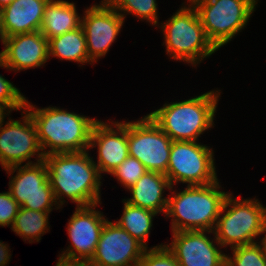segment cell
Segmentation results:
<instances>
[{
	"mask_svg": "<svg viewBox=\"0 0 266 266\" xmlns=\"http://www.w3.org/2000/svg\"><path fill=\"white\" fill-rule=\"evenodd\" d=\"M43 160L58 204L57 209L66 202L64 196L76 203V207L101 204L99 189L102 176L88 150L50 154Z\"/></svg>",
	"mask_w": 266,
	"mask_h": 266,
	"instance_id": "cell-1",
	"label": "cell"
},
{
	"mask_svg": "<svg viewBox=\"0 0 266 266\" xmlns=\"http://www.w3.org/2000/svg\"><path fill=\"white\" fill-rule=\"evenodd\" d=\"M24 109L29 112L35 123L44 156L84 152L89 149L92 128L98 119H91L57 107L39 109L28 101Z\"/></svg>",
	"mask_w": 266,
	"mask_h": 266,
	"instance_id": "cell-2",
	"label": "cell"
},
{
	"mask_svg": "<svg viewBox=\"0 0 266 266\" xmlns=\"http://www.w3.org/2000/svg\"><path fill=\"white\" fill-rule=\"evenodd\" d=\"M219 180L207 185H187L167 196L165 216L172 217L171 230L213 231L228 192L220 191Z\"/></svg>",
	"mask_w": 266,
	"mask_h": 266,
	"instance_id": "cell-3",
	"label": "cell"
},
{
	"mask_svg": "<svg viewBox=\"0 0 266 266\" xmlns=\"http://www.w3.org/2000/svg\"><path fill=\"white\" fill-rule=\"evenodd\" d=\"M219 91L212 90L181 102L165 103L148 115L172 141H197L201 134L214 127Z\"/></svg>",
	"mask_w": 266,
	"mask_h": 266,
	"instance_id": "cell-4",
	"label": "cell"
},
{
	"mask_svg": "<svg viewBox=\"0 0 266 266\" xmlns=\"http://www.w3.org/2000/svg\"><path fill=\"white\" fill-rule=\"evenodd\" d=\"M258 199L226 197L212 234L221 247L251 244L266 227V207ZM229 207V208H228ZM227 210V211H225ZM226 212V213H225Z\"/></svg>",
	"mask_w": 266,
	"mask_h": 266,
	"instance_id": "cell-5",
	"label": "cell"
},
{
	"mask_svg": "<svg viewBox=\"0 0 266 266\" xmlns=\"http://www.w3.org/2000/svg\"><path fill=\"white\" fill-rule=\"evenodd\" d=\"M167 54L174 60H182L195 66L217 51L209 41L197 10L181 6L161 26Z\"/></svg>",
	"mask_w": 266,
	"mask_h": 266,
	"instance_id": "cell-6",
	"label": "cell"
},
{
	"mask_svg": "<svg viewBox=\"0 0 266 266\" xmlns=\"http://www.w3.org/2000/svg\"><path fill=\"white\" fill-rule=\"evenodd\" d=\"M258 0H211L197 8L209 41L218 50L246 27Z\"/></svg>",
	"mask_w": 266,
	"mask_h": 266,
	"instance_id": "cell-7",
	"label": "cell"
},
{
	"mask_svg": "<svg viewBox=\"0 0 266 266\" xmlns=\"http://www.w3.org/2000/svg\"><path fill=\"white\" fill-rule=\"evenodd\" d=\"M212 148L197 141H172L166 176L175 183L207 185L218 181Z\"/></svg>",
	"mask_w": 266,
	"mask_h": 266,
	"instance_id": "cell-8",
	"label": "cell"
},
{
	"mask_svg": "<svg viewBox=\"0 0 266 266\" xmlns=\"http://www.w3.org/2000/svg\"><path fill=\"white\" fill-rule=\"evenodd\" d=\"M129 155L138 159L147 171L166 174L172 140L147 114L127 122Z\"/></svg>",
	"mask_w": 266,
	"mask_h": 266,
	"instance_id": "cell-9",
	"label": "cell"
},
{
	"mask_svg": "<svg viewBox=\"0 0 266 266\" xmlns=\"http://www.w3.org/2000/svg\"><path fill=\"white\" fill-rule=\"evenodd\" d=\"M9 176V192L20 207L40 212H51L56 200L48 177L46 163L34 162L4 169ZM18 170V171H17ZM55 202V203H54Z\"/></svg>",
	"mask_w": 266,
	"mask_h": 266,
	"instance_id": "cell-10",
	"label": "cell"
},
{
	"mask_svg": "<svg viewBox=\"0 0 266 266\" xmlns=\"http://www.w3.org/2000/svg\"><path fill=\"white\" fill-rule=\"evenodd\" d=\"M22 120H9L0 128V165L3 169L13 166L33 164L29 161L37 156V163L43 161L44 154L38 141L37 129L29 112L23 109ZM21 121L23 123H21ZM38 153V154H37Z\"/></svg>",
	"mask_w": 266,
	"mask_h": 266,
	"instance_id": "cell-11",
	"label": "cell"
},
{
	"mask_svg": "<svg viewBox=\"0 0 266 266\" xmlns=\"http://www.w3.org/2000/svg\"><path fill=\"white\" fill-rule=\"evenodd\" d=\"M124 18L106 0L94 4L84 11L81 26L86 37V48L91 63L106 55L115 41Z\"/></svg>",
	"mask_w": 266,
	"mask_h": 266,
	"instance_id": "cell-12",
	"label": "cell"
},
{
	"mask_svg": "<svg viewBox=\"0 0 266 266\" xmlns=\"http://www.w3.org/2000/svg\"><path fill=\"white\" fill-rule=\"evenodd\" d=\"M145 250L125 229L107 220L90 262L93 266H138Z\"/></svg>",
	"mask_w": 266,
	"mask_h": 266,
	"instance_id": "cell-13",
	"label": "cell"
},
{
	"mask_svg": "<svg viewBox=\"0 0 266 266\" xmlns=\"http://www.w3.org/2000/svg\"><path fill=\"white\" fill-rule=\"evenodd\" d=\"M97 205L76 207L67 225V233L72 243L67 247L68 249L66 248V251L60 254L61 257L91 260L94 256L101 232L107 221L103 214L95 209Z\"/></svg>",
	"mask_w": 266,
	"mask_h": 266,
	"instance_id": "cell-14",
	"label": "cell"
},
{
	"mask_svg": "<svg viewBox=\"0 0 266 266\" xmlns=\"http://www.w3.org/2000/svg\"><path fill=\"white\" fill-rule=\"evenodd\" d=\"M206 232L213 231H177L167 248L173 253L180 266H225L226 254L217 247L215 238L210 240ZM214 242V243H213ZM217 243V247L216 244Z\"/></svg>",
	"mask_w": 266,
	"mask_h": 266,
	"instance_id": "cell-15",
	"label": "cell"
},
{
	"mask_svg": "<svg viewBox=\"0 0 266 266\" xmlns=\"http://www.w3.org/2000/svg\"><path fill=\"white\" fill-rule=\"evenodd\" d=\"M3 48L0 67L9 70L41 67L49 60L48 39L40 31L6 37Z\"/></svg>",
	"mask_w": 266,
	"mask_h": 266,
	"instance_id": "cell-16",
	"label": "cell"
},
{
	"mask_svg": "<svg viewBox=\"0 0 266 266\" xmlns=\"http://www.w3.org/2000/svg\"><path fill=\"white\" fill-rule=\"evenodd\" d=\"M96 145L98 160L95 164L100 174L104 172L110 174L129 156L127 122L115 121L110 125L98 120L92 128L89 149Z\"/></svg>",
	"mask_w": 266,
	"mask_h": 266,
	"instance_id": "cell-17",
	"label": "cell"
},
{
	"mask_svg": "<svg viewBox=\"0 0 266 266\" xmlns=\"http://www.w3.org/2000/svg\"><path fill=\"white\" fill-rule=\"evenodd\" d=\"M49 0H14L3 8V29L6 37L40 31Z\"/></svg>",
	"mask_w": 266,
	"mask_h": 266,
	"instance_id": "cell-18",
	"label": "cell"
},
{
	"mask_svg": "<svg viewBox=\"0 0 266 266\" xmlns=\"http://www.w3.org/2000/svg\"><path fill=\"white\" fill-rule=\"evenodd\" d=\"M164 189L173 190L168 177L158 172L147 171L129 189L132 197L124 199L127 203L166 214L168 199L163 197Z\"/></svg>",
	"mask_w": 266,
	"mask_h": 266,
	"instance_id": "cell-19",
	"label": "cell"
},
{
	"mask_svg": "<svg viewBox=\"0 0 266 266\" xmlns=\"http://www.w3.org/2000/svg\"><path fill=\"white\" fill-rule=\"evenodd\" d=\"M81 26V18L75 3L63 0H49L43 14L40 32L47 38H54Z\"/></svg>",
	"mask_w": 266,
	"mask_h": 266,
	"instance_id": "cell-20",
	"label": "cell"
},
{
	"mask_svg": "<svg viewBox=\"0 0 266 266\" xmlns=\"http://www.w3.org/2000/svg\"><path fill=\"white\" fill-rule=\"evenodd\" d=\"M49 58L75 61L84 65L91 62L86 48V37L82 26L62 35L48 39Z\"/></svg>",
	"mask_w": 266,
	"mask_h": 266,
	"instance_id": "cell-21",
	"label": "cell"
},
{
	"mask_svg": "<svg viewBox=\"0 0 266 266\" xmlns=\"http://www.w3.org/2000/svg\"><path fill=\"white\" fill-rule=\"evenodd\" d=\"M123 201V215L118 221H115V223L148 248L146 241L153 225V217H155L157 213L127 203L125 200Z\"/></svg>",
	"mask_w": 266,
	"mask_h": 266,
	"instance_id": "cell-22",
	"label": "cell"
},
{
	"mask_svg": "<svg viewBox=\"0 0 266 266\" xmlns=\"http://www.w3.org/2000/svg\"><path fill=\"white\" fill-rule=\"evenodd\" d=\"M49 214L50 212H40L20 207L11 229L22 239L24 238V241L29 240V243H32L36 240V242H39L41 236L46 231L48 232V227L50 228Z\"/></svg>",
	"mask_w": 266,
	"mask_h": 266,
	"instance_id": "cell-23",
	"label": "cell"
},
{
	"mask_svg": "<svg viewBox=\"0 0 266 266\" xmlns=\"http://www.w3.org/2000/svg\"><path fill=\"white\" fill-rule=\"evenodd\" d=\"M125 19L127 14H132L139 19H144L152 25L158 24V11L156 0H106ZM123 12V13H122ZM126 13V15H125Z\"/></svg>",
	"mask_w": 266,
	"mask_h": 266,
	"instance_id": "cell-24",
	"label": "cell"
},
{
	"mask_svg": "<svg viewBox=\"0 0 266 266\" xmlns=\"http://www.w3.org/2000/svg\"><path fill=\"white\" fill-rule=\"evenodd\" d=\"M233 258L226 254L225 266H266V256L258 242L231 248Z\"/></svg>",
	"mask_w": 266,
	"mask_h": 266,
	"instance_id": "cell-25",
	"label": "cell"
},
{
	"mask_svg": "<svg viewBox=\"0 0 266 266\" xmlns=\"http://www.w3.org/2000/svg\"><path fill=\"white\" fill-rule=\"evenodd\" d=\"M146 172V167L138 159L129 155L110 174L115 176L125 188L129 189Z\"/></svg>",
	"mask_w": 266,
	"mask_h": 266,
	"instance_id": "cell-26",
	"label": "cell"
},
{
	"mask_svg": "<svg viewBox=\"0 0 266 266\" xmlns=\"http://www.w3.org/2000/svg\"><path fill=\"white\" fill-rule=\"evenodd\" d=\"M138 266H180L173 253L165 245H157L145 250Z\"/></svg>",
	"mask_w": 266,
	"mask_h": 266,
	"instance_id": "cell-27",
	"label": "cell"
},
{
	"mask_svg": "<svg viewBox=\"0 0 266 266\" xmlns=\"http://www.w3.org/2000/svg\"><path fill=\"white\" fill-rule=\"evenodd\" d=\"M26 98L9 80L0 75V104L9 106L12 110L24 109Z\"/></svg>",
	"mask_w": 266,
	"mask_h": 266,
	"instance_id": "cell-28",
	"label": "cell"
},
{
	"mask_svg": "<svg viewBox=\"0 0 266 266\" xmlns=\"http://www.w3.org/2000/svg\"><path fill=\"white\" fill-rule=\"evenodd\" d=\"M19 208L9 191L0 193V226H12Z\"/></svg>",
	"mask_w": 266,
	"mask_h": 266,
	"instance_id": "cell-29",
	"label": "cell"
},
{
	"mask_svg": "<svg viewBox=\"0 0 266 266\" xmlns=\"http://www.w3.org/2000/svg\"><path fill=\"white\" fill-rule=\"evenodd\" d=\"M56 266H93L90 260L68 259L59 255Z\"/></svg>",
	"mask_w": 266,
	"mask_h": 266,
	"instance_id": "cell-30",
	"label": "cell"
},
{
	"mask_svg": "<svg viewBox=\"0 0 266 266\" xmlns=\"http://www.w3.org/2000/svg\"><path fill=\"white\" fill-rule=\"evenodd\" d=\"M8 245L0 241V266H6L10 262L11 254Z\"/></svg>",
	"mask_w": 266,
	"mask_h": 266,
	"instance_id": "cell-31",
	"label": "cell"
},
{
	"mask_svg": "<svg viewBox=\"0 0 266 266\" xmlns=\"http://www.w3.org/2000/svg\"><path fill=\"white\" fill-rule=\"evenodd\" d=\"M8 109V110H6ZM12 111V109L9 106L2 105L0 104V128L4 125L5 123L4 118ZM6 115V116H5Z\"/></svg>",
	"mask_w": 266,
	"mask_h": 266,
	"instance_id": "cell-32",
	"label": "cell"
},
{
	"mask_svg": "<svg viewBox=\"0 0 266 266\" xmlns=\"http://www.w3.org/2000/svg\"><path fill=\"white\" fill-rule=\"evenodd\" d=\"M191 5H188V8L196 10L201 5L209 3L211 0H188Z\"/></svg>",
	"mask_w": 266,
	"mask_h": 266,
	"instance_id": "cell-33",
	"label": "cell"
},
{
	"mask_svg": "<svg viewBox=\"0 0 266 266\" xmlns=\"http://www.w3.org/2000/svg\"><path fill=\"white\" fill-rule=\"evenodd\" d=\"M2 14H3V9L0 7V39L4 45V41H5L6 36L4 34V29H3Z\"/></svg>",
	"mask_w": 266,
	"mask_h": 266,
	"instance_id": "cell-34",
	"label": "cell"
},
{
	"mask_svg": "<svg viewBox=\"0 0 266 266\" xmlns=\"http://www.w3.org/2000/svg\"><path fill=\"white\" fill-rule=\"evenodd\" d=\"M262 233H266V227L264 228ZM258 243H261L260 246H261V248L263 250V254L266 256V235Z\"/></svg>",
	"mask_w": 266,
	"mask_h": 266,
	"instance_id": "cell-35",
	"label": "cell"
},
{
	"mask_svg": "<svg viewBox=\"0 0 266 266\" xmlns=\"http://www.w3.org/2000/svg\"><path fill=\"white\" fill-rule=\"evenodd\" d=\"M14 0H0V7L3 9L9 6Z\"/></svg>",
	"mask_w": 266,
	"mask_h": 266,
	"instance_id": "cell-36",
	"label": "cell"
}]
</instances>
